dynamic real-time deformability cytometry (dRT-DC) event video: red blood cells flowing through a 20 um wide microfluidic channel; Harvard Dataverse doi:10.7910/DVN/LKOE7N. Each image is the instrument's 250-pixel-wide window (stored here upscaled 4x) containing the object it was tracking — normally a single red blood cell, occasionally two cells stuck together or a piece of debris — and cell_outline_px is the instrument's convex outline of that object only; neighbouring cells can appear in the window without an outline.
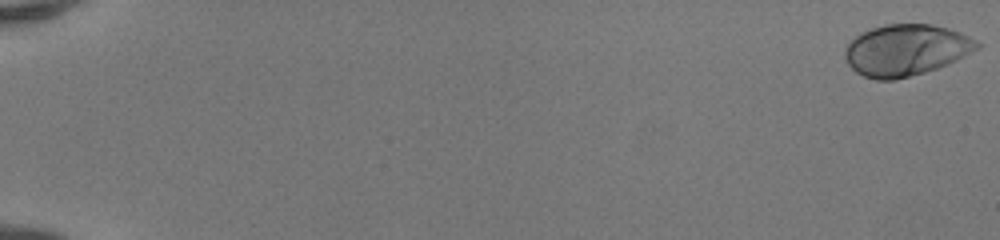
{"species": "human", "species_latin": "Homo sapiens", "temperature_condition": "room temperature", "stored_images_in_passage": 52, "camera_frame_rate_fps": 3000, "um_per_image_px": 0.085, "donor": {"sex": "female"}, "frame": {"image": 1, "passage_image": 1, "time_ms": 0.0, "image_size_px": [1000, 240], "cell_outline_px": [[980, 48], [948, 64], [924, 72], [892, 80], [876, 80], [864, 76], [856, 72], [848, 64], [844, 56], [844, 52], [848, 44], [860, 32], [884, 24], [932, 24], [948, 28], [960, 32], [968, 36], [980, 44]], "centroid_in_image_um": [76.99, 4.25], "position_along_channel_um": 8.0, "area_um2": 39.36}}
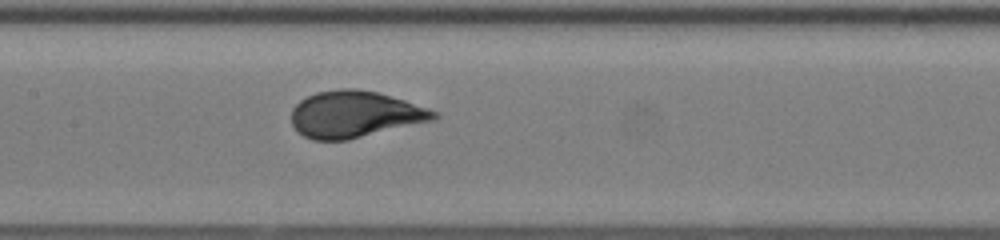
{"frame": {"image": 2, "passage_image": 28, "time_ms": 9.0, "image_size_px": [1000, 240], "cell_outline_px": [[440, 116], [432, 120], [348, 140], [312, 140], [296, 132], [292, 124], [292, 108], [300, 100], [316, 92], [340, 88], [356, 88], [376, 92], [404, 100], [428, 108], [436, 112]], "centroid_in_image_um": [30.11, 9.72], "position_along_channel_um": 177.3, "area_um2": 38.55}}
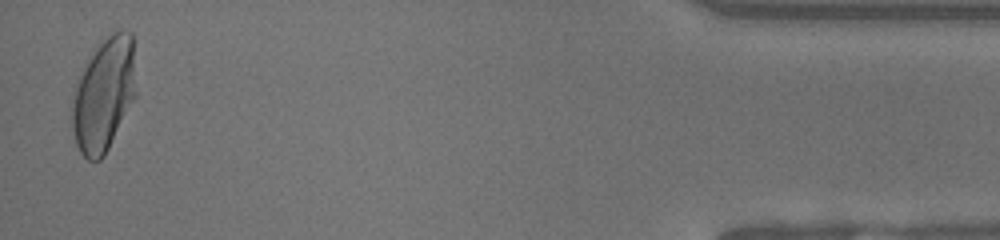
{"frame": {"image": 3, "passage_image": 51, "time_ms": 16.667, "image_size_px": [1000, 240], "cell_outline_px": [[136, 96], [104, 156], [100, 160], [88, 160], [80, 152], [76, 144], [72, 128], [72, 108], [76, 88], [80, 76], [88, 60], [100, 40], [104, 36], [112, 32], [132, 32], [136, 92]], "centroid_in_image_um": [8.84, 8.04], "position_along_channel_um": 426.4, "area_um2": 41.85}, "authors_computed_cell_mechanics": {"area_um2": 38.3214, "velocity_mm_per_s": 4.1556, "shape_relaxation_time_tau1_ms": 2.7455, "shape_relaxation_time_tau2_ms": null, "deformation_change_tau1": 0.1687, "deformation_change_tau2": null}}